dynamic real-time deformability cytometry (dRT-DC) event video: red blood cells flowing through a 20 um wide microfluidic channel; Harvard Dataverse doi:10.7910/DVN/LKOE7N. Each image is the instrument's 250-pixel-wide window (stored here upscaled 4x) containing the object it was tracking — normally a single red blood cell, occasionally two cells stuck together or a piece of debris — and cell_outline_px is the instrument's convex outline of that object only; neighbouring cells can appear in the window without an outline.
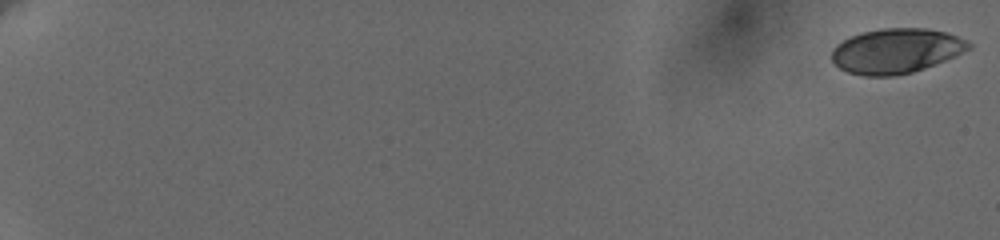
{"species": "human", "species_latin": "Homo sapiens", "temperature_condition": "cold", "stored_images_in_passage": 11, "camera_frame_rate_fps": 3000, "um_per_image_px": 0.085, "donor": {"sex": "female"}, "frame": {"image": 1, "passage_image": 1, "time_ms": 0.0, "image_size_px": [1000, 240], "cell_outline_px": [[972, 48], [956, 56], [936, 64], [912, 72], [892, 76], [864, 76], [848, 72], [840, 68], [832, 60], [832, 48], [836, 44], [860, 32], [880, 28], [928, 28], [944, 32], [968, 40], [972, 44]], "centroid_in_image_um": [76.19, 4.32], "position_along_channel_um": 8.8, "area_um2": 35.95}}
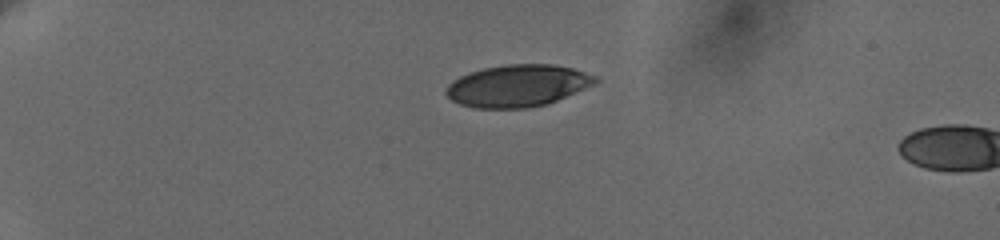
{"frame": {"image": 2, "passage_image": 9, "time_ms": 5.333, "image_size_px": [1000, 240], "cell_outline_px": [[600, 80], [596, 84], [556, 100], [544, 104], [528, 108], [476, 108], [460, 104], [452, 100], [444, 92], [448, 84], [452, 80], [468, 72], [484, 68], [508, 64], [552, 64], [572, 68], [596, 76]], "centroid_in_image_um": [43.99, 7.28], "position_along_channel_um": 41.0, "area_um2": 36.47}}